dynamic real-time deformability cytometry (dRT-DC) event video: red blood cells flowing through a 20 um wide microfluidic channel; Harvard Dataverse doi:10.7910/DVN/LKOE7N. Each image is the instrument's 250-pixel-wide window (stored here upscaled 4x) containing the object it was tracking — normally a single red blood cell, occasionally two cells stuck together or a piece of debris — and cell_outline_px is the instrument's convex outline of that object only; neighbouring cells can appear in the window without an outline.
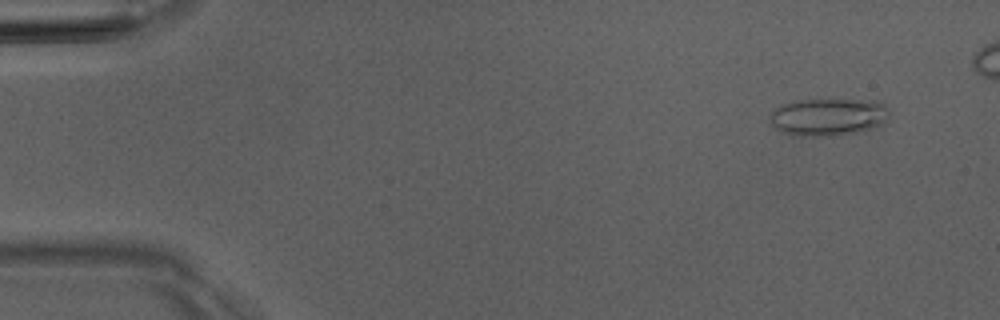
{"species": "Egyptian fruit bat (a non-hibernating species)", "species_latin": "Rousettus aegyptiacus", "temperature_condition": "room temperature", "stored_images_in_passage": 5, "camera_frame_rate_fps": 3000, "um_per_image_px": 0.085, "animal": {"sex": "male"}, "frame": {"image": 1, "passage_image": 1, "time_ms": 0.0, "image_size_px": [1000, 320], "cell_outline_px": [[888, 116], [880, 124], [872, 128], [856, 132], [824, 136], [816, 136], [784, 132], [776, 128], [768, 120], [768, 116], [776, 108], [784, 104], [800, 100], [876, 100], [884, 104], [888, 112]], "centroid_in_image_um": [70.39, 9.92], "position_along_channel_um": 14.6, "area_um2": 25.43}}